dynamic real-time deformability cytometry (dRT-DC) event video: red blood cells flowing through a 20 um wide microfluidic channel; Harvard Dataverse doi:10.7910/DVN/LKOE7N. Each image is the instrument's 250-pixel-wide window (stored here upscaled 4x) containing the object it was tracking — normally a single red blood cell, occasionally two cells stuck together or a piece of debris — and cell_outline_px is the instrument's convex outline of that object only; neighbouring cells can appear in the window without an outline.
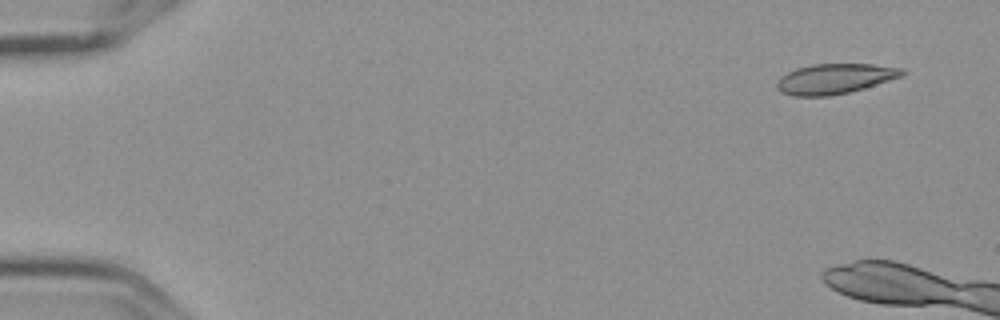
{"species": "Egyptian fruit bat (a non-hibernating species)", "species_latin": "Rousettus aegyptiacus", "temperature_condition": "cold", "stored_images_in_passage": 6, "camera_frame_rate_fps": 3000, "um_per_image_px": 0.085, "frame": {"image": 1, "passage_image": 1, "time_ms": 0.0, "image_size_px": [1000, 320], "cell_outline_px": [[908, 72], [900, 76], [864, 88], [848, 92], [828, 96], [792, 96], [780, 92], [776, 88], [776, 80], [780, 76], [796, 68], [812, 64], [872, 64], [904, 68]], "centroid_in_image_um": [70.91, 6.69], "position_along_channel_um": 14.1, "area_um2": 22.08}}